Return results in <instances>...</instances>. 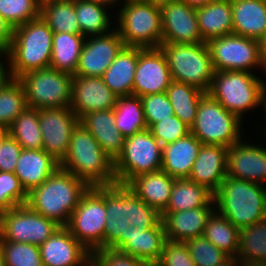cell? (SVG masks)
<instances>
[{
  "label": "cell",
  "instance_id": "e575fe53",
  "mask_svg": "<svg viewBox=\"0 0 266 266\" xmlns=\"http://www.w3.org/2000/svg\"><path fill=\"white\" fill-rule=\"evenodd\" d=\"M107 8V6L92 1L76 0L75 10L80 34L87 37L112 31L110 28L112 27L110 24L112 18Z\"/></svg>",
  "mask_w": 266,
  "mask_h": 266
},
{
  "label": "cell",
  "instance_id": "7c38bea8",
  "mask_svg": "<svg viewBox=\"0 0 266 266\" xmlns=\"http://www.w3.org/2000/svg\"><path fill=\"white\" fill-rule=\"evenodd\" d=\"M214 71L251 72L265 68L260 57V41L228 34L207 42Z\"/></svg>",
  "mask_w": 266,
  "mask_h": 266
},
{
  "label": "cell",
  "instance_id": "c3c4849f",
  "mask_svg": "<svg viewBox=\"0 0 266 266\" xmlns=\"http://www.w3.org/2000/svg\"><path fill=\"white\" fill-rule=\"evenodd\" d=\"M155 266H195L185 242L165 240L160 260Z\"/></svg>",
  "mask_w": 266,
  "mask_h": 266
},
{
  "label": "cell",
  "instance_id": "44dd1931",
  "mask_svg": "<svg viewBox=\"0 0 266 266\" xmlns=\"http://www.w3.org/2000/svg\"><path fill=\"white\" fill-rule=\"evenodd\" d=\"M39 248L43 266H80L92 255L66 227H60Z\"/></svg>",
  "mask_w": 266,
  "mask_h": 266
},
{
  "label": "cell",
  "instance_id": "2e32d148",
  "mask_svg": "<svg viewBox=\"0 0 266 266\" xmlns=\"http://www.w3.org/2000/svg\"><path fill=\"white\" fill-rule=\"evenodd\" d=\"M172 81L165 54L161 48L138 47L132 95L164 93Z\"/></svg>",
  "mask_w": 266,
  "mask_h": 266
},
{
  "label": "cell",
  "instance_id": "db71d44e",
  "mask_svg": "<svg viewBox=\"0 0 266 266\" xmlns=\"http://www.w3.org/2000/svg\"><path fill=\"white\" fill-rule=\"evenodd\" d=\"M14 27L0 15V46L8 49L13 40Z\"/></svg>",
  "mask_w": 266,
  "mask_h": 266
},
{
  "label": "cell",
  "instance_id": "4dcf8cb0",
  "mask_svg": "<svg viewBox=\"0 0 266 266\" xmlns=\"http://www.w3.org/2000/svg\"><path fill=\"white\" fill-rule=\"evenodd\" d=\"M215 207L214 194L188 178L175 179L167 207L161 213Z\"/></svg>",
  "mask_w": 266,
  "mask_h": 266
},
{
  "label": "cell",
  "instance_id": "7a4b0ae2",
  "mask_svg": "<svg viewBox=\"0 0 266 266\" xmlns=\"http://www.w3.org/2000/svg\"><path fill=\"white\" fill-rule=\"evenodd\" d=\"M88 189L78 177L59 167L46 181L28 193L26 204L59 226L66 227Z\"/></svg>",
  "mask_w": 266,
  "mask_h": 266
},
{
  "label": "cell",
  "instance_id": "83f0119b",
  "mask_svg": "<svg viewBox=\"0 0 266 266\" xmlns=\"http://www.w3.org/2000/svg\"><path fill=\"white\" fill-rule=\"evenodd\" d=\"M233 33L260 41L266 33L265 0H231Z\"/></svg>",
  "mask_w": 266,
  "mask_h": 266
},
{
  "label": "cell",
  "instance_id": "f1b7e54d",
  "mask_svg": "<svg viewBox=\"0 0 266 266\" xmlns=\"http://www.w3.org/2000/svg\"><path fill=\"white\" fill-rule=\"evenodd\" d=\"M196 15L204 42L233 33L231 0H214L197 7Z\"/></svg>",
  "mask_w": 266,
  "mask_h": 266
},
{
  "label": "cell",
  "instance_id": "5bb4252c",
  "mask_svg": "<svg viewBox=\"0 0 266 266\" xmlns=\"http://www.w3.org/2000/svg\"><path fill=\"white\" fill-rule=\"evenodd\" d=\"M43 150L61 163L69 150L72 131L79 118L70 107L38 109Z\"/></svg>",
  "mask_w": 266,
  "mask_h": 266
},
{
  "label": "cell",
  "instance_id": "d4e9b609",
  "mask_svg": "<svg viewBox=\"0 0 266 266\" xmlns=\"http://www.w3.org/2000/svg\"><path fill=\"white\" fill-rule=\"evenodd\" d=\"M202 143L192 133L162 146V168L172 178H188Z\"/></svg>",
  "mask_w": 266,
  "mask_h": 266
},
{
  "label": "cell",
  "instance_id": "d6986e66",
  "mask_svg": "<svg viewBox=\"0 0 266 266\" xmlns=\"http://www.w3.org/2000/svg\"><path fill=\"white\" fill-rule=\"evenodd\" d=\"M117 98L102 77H72L70 109L79 119L90 112L114 109Z\"/></svg>",
  "mask_w": 266,
  "mask_h": 266
},
{
  "label": "cell",
  "instance_id": "d6a6232c",
  "mask_svg": "<svg viewBox=\"0 0 266 266\" xmlns=\"http://www.w3.org/2000/svg\"><path fill=\"white\" fill-rule=\"evenodd\" d=\"M166 94L174 115L191 128L196 120L197 106L206 93L189 84L172 80Z\"/></svg>",
  "mask_w": 266,
  "mask_h": 266
},
{
  "label": "cell",
  "instance_id": "8d00e7d4",
  "mask_svg": "<svg viewBox=\"0 0 266 266\" xmlns=\"http://www.w3.org/2000/svg\"><path fill=\"white\" fill-rule=\"evenodd\" d=\"M22 149H43L38 109L27 107L7 128Z\"/></svg>",
  "mask_w": 266,
  "mask_h": 266
},
{
  "label": "cell",
  "instance_id": "cb8c5ba5",
  "mask_svg": "<svg viewBox=\"0 0 266 266\" xmlns=\"http://www.w3.org/2000/svg\"><path fill=\"white\" fill-rule=\"evenodd\" d=\"M79 123L92 134L112 160L115 161L122 153L125 137L115 124L114 109L90 112L82 116Z\"/></svg>",
  "mask_w": 266,
  "mask_h": 266
},
{
  "label": "cell",
  "instance_id": "5b68a950",
  "mask_svg": "<svg viewBox=\"0 0 266 266\" xmlns=\"http://www.w3.org/2000/svg\"><path fill=\"white\" fill-rule=\"evenodd\" d=\"M261 79L252 72L215 71L207 94L242 120L257 106L266 111V83Z\"/></svg>",
  "mask_w": 266,
  "mask_h": 266
},
{
  "label": "cell",
  "instance_id": "680465c9",
  "mask_svg": "<svg viewBox=\"0 0 266 266\" xmlns=\"http://www.w3.org/2000/svg\"><path fill=\"white\" fill-rule=\"evenodd\" d=\"M260 57L264 66H266V33L260 40Z\"/></svg>",
  "mask_w": 266,
  "mask_h": 266
},
{
  "label": "cell",
  "instance_id": "11a10c76",
  "mask_svg": "<svg viewBox=\"0 0 266 266\" xmlns=\"http://www.w3.org/2000/svg\"><path fill=\"white\" fill-rule=\"evenodd\" d=\"M2 57H3V59H6V61L8 62V64H5V63H7L6 61L5 62H2L3 61ZM12 79H13V77L11 75V70H10L8 50L2 48L0 50V90L8 82H10Z\"/></svg>",
  "mask_w": 266,
  "mask_h": 266
},
{
  "label": "cell",
  "instance_id": "816d5d0a",
  "mask_svg": "<svg viewBox=\"0 0 266 266\" xmlns=\"http://www.w3.org/2000/svg\"><path fill=\"white\" fill-rule=\"evenodd\" d=\"M92 255L100 266H151L134 256L120 252L119 250H97Z\"/></svg>",
  "mask_w": 266,
  "mask_h": 266
},
{
  "label": "cell",
  "instance_id": "003e7915",
  "mask_svg": "<svg viewBox=\"0 0 266 266\" xmlns=\"http://www.w3.org/2000/svg\"><path fill=\"white\" fill-rule=\"evenodd\" d=\"M0 266H4V255L0 247Z\"/></svg>",
  "mask_w": 266,
  "mask_h": 266
},
{
  "label": "cell",
  "instance_id": "484cf974",
  "mask_svg": "<svg viewBox=\"0 0 266 266\" xmlns=\"http://www.w3.org/2000/svg\"><path fill=\"white\" fill-rule=\"evenodd\" d=\"M59 167L60 163L43 149H22L14 174L29 193L46 181Z\"/></svg>",
  "mask_w": 266,
  "mask_h": 266
},
{
  "label": "cell",
  "instance_id": "91938a15",
  "mask_svg": "<svg viewBox=\"0 0 266 266\" xmlns=\"http://www.w3.org/2000/svg\"><path fill=\"white\" fill-rule=\"evenodd\" d=\"M216 266H239V260L236 257L229 256Z\"/></svg>",
  "mask_w": 266,
  "mask_h": 266
},
{
  "label": "cell",
  "instance_id": "9a60e30c",
  "mask_svg": "<svg viewBox=\"0 0 266 266\" xmlns=\"http://www.w3.org/2000/svg\"><path fill=\"white\" fill-rule=\"evenodd\" d=\"M124 46L115 28L106 34L87 36L74 75L102 77Z\"/></svg>",
  "mask_w": 266,
  "mask_h": 266
},
{
  "label": "cell",
  "instance_id": "6125c7cd",
  "mask_svg": "<svg viewBox=\"0 0 266 266\" xmlns=\"http://www.w3.org/2000/svg\"><path fill=\"white\" fill-rule=\"evenodd\" d=\"M80 266H100V265L97 259L93 255H91Z\"/></svg>",
  "mask_w": 266,
  "mask_h": 266
},
{
  "label": "cell",
  "instance_id": "f5cc1de1",
  "mask_svg": "<svg viewBox=\"0 0 266 266\" xmlns=\"http://www.w3.org/2000/svg\"><path fill=\"white\" fill-rule=\"evenodd\" d=\"M21 151L22 148L17 141L8 135L1 146L0 171L14 173Z\"/></svg>",
  "mask_w": 266,
  "mask_h": 266
},
{
  "label": "cell",
  "instance_id": "b9f144b4",
  "mask_svg": "<svg viewBox=\"0 0 266 266\" xmlns=\"http://www.w3.org/2000/svg\"><path fill=\"white\" fill-rule=\"evenodd\" d=\"M40 0H0V15L14 28L40 17Z\"/></svg>",
  "mask_w": 266,
  "mask_h": 266
},
{
  "label": "cell",
  "instance_id": "e0dca14e",
  "mask_svg": "<svg viewBox=\"0 0 266 266\" xmlns=\"http://www.w3.org/2000/svg\"><path fill=\"white\" fill-rule=\"evenodd\" d=\"M162 21V42L203 43L196 8L174 0L160 6Z\"/></svg>",
  "mask_w": 266,
  "mask_h": 266
},
{
  "label": "cell",
  "instance_id": "9c48e42d",
  "mask_svg": "<svg viewBox=\"0 0 266 266\" xmlns=\"http://www.w3.org/2000/svg\"><path fill=\"white\" fill-rule=\"evenodd\" d=\"M242 121L206 93L197 106L196 120L191 127V133L202 144H217L229 148L243 137L242 134L244 135L241 132Z\"/></svg>",
  "mask_w": 266,
  "mask_h": 266
},
{
  "label": "cell",
  "instance_id": "be15d7a7",
  "mask_svg": "<svg viewBox=\"0 0 266 266\" xmlns=\"http://www.w3.org/2000/svg\"><path fill=\"white\" fill-rule=\"evenodd\" d=\"M8 130L5 128H0V151H1V146L3 143V140L8 136Z\"/></svg>",
  "mask_w": 266,
  "mask_h": 266
},
{
  "label": "cell",
  "instance_id": "a7ac6f4b",
  "mask_svg": "<svg viewBox=\"0 0 266 266\" xmlns=\"http://www.w3.org/2000/svg\"><path fill=\"white\" fill-rule=\"evenodd\" d=\"M121 1V0H120ZM125 1V2H124ZM122 3H127V2H149V0H123L121 1Z\"/></svg>",
  "mask_w": 266,
  "mask_h": 266
},
{
  "label": "cell",
  "instance_id": "ee69618b",
  "mask_svg": "<svg viewBox=\"0 0 266 266\" xmlns=\"http://www.w3.org/2000/svg\"><path fill=\"white\" fill-rule=\"evenodd\" d=\"M28 193L12 172L0 171V214L27 203Z\"/></svg>",
  "mask_w": 266,
  "mask_h": 266
},
{
  "label": "cell",
  "instance_id": "94428289",
  "mask_svg": "<svg viewBox=\"0 0 266 266\" xmlns=\"http://www.w3.org/2000/svg\"><path fill=\"white\" fill-rule=\"evenodd\" d=\"M88 1L99 3L101 5L107 6L108 8H111L109 6H111L112 4H113L112 6H114V5L116 6V4H117V7H118V5H119L118 3L120 0H88Z\"/></svg>",
  "mask_w": 266,
  "mask_h": 266
},
{
  "label": "cell",
  "instance_id": "8992f818",
  "mask_svg": "<svg viewBox=\"0 0 266 266\" xmlns=\"http://www.w3.org/2000/svg\"><path fill=\"white\" fill-rule=\"evenodd\" d=\"M160 48L165 54L172 80L208 92L215 71L207 42H162Z\"/></svg>",
  "mask_w": 266,
  "mask_h": 266
},
{
  "label": "cell",
  "instance_id": "f907efd6",
  "mask_svg": "<svg viewBox=\"0 0 266 266\" xmlns=\"http://www.w3.org/2000/svg\"><path fill=\"white\" fill-rule=\"evenodd\" d=\"M106 217H126V185L105 186Z\"/></svg>",
  "mask_w": 266,
  "mask_h": 266
},
{
  "label": "cell",
  "instance_id": "ab89813d",
  "mask_svg": "<svg viewBox=\"0 0 266 266\" xmlns=\"http://www.w3.org/2000/svg\"><path fill=\"white\" fill-rule=\"evenodd\" d=\"M26 108L24 88L13 78L0 90V128L7 129Z\"/></svg>",
  "mask_w": 266,
  "mask_h": 266
},
{
  "label": "cell",
  "instance_id": "03108f58",
  "mask_svg": "<svg viewBox=\"0 0 266 266\" xmlns=\"http://www.w3.org/2000/svg\"><path fill=\"white\" fill-rule=\"evenodd\" d=\"M41 3L75 2L76 0H40Z\"/></svg>",
  "mask_w": 266,
  "mask_h": 266
},
{
  "label": "cell",
  "instance_id": "6da1fadb",
  "mask_svg": "<svg viewBox=\"0 0 266 266\" xmlns=\"http://www.w3.org/2000/svg\"><path fill=\"white\" fill-rule=\"evenodd\" d=\"M60 167L83 181L89 188L116 184L114 160L80 123L72 131L69 150Z\"/></svg>",
  "mask_w": 266,
  "mask_h": 266
},
{
  "label": "cell",
  "instance_id": "277c9868",
  "mask_svg": "<svg viewBox=\"0 0 266 266\" xmlns=\"http://www.w3.org/2000/svg\"><path fill=\"white\" fill-rule=\"evenodd\" d=\"M52 49L53 31L41 17L15 27L7 49L12 77L50 67Z\"/></svg>",
  "mask_w": 266,
  "mask_h": 266
},
{
  "label": "cell",
  "instance_id": "9f6ffc18",
  "mask_svg": "<svg viewBox=\"0 0 266 266\" xmlns=\"http://www.w3.org/2000/svg\"><path fill=\"white\" fill-rule=\"evenodd\" d=\"M239 266H266V261L263 260H239Z\"/></svg>",
  "mask_w": 266,
  "mask_h": 266
},
{
  "label": "cell",
  "instance_id": "6f0895ef",
  "mask_svg": "<svg viewBox=\"0 0 266 266\" xmlns=\"http://www.w3.org/2000/svg\"><path fill=\"white\" fill-rule=\"evenodd\" d=\"M179 1H182L191 7L197 8V7L205 6L214 0H179Z\"/></svg>",
  "mask_w": 266,
  "mask_h": 266
},
{
  "label": "cell",
  "instance_id": "60d3db41",
  "mask_svg": "<svg viewBox=\"0 0 266 266\" xmlns=\"http://www.w3.org/2000/svg\"><path fill=\"white\" fill-rule=\"evenodd\" d=\"M4 266H43L40 248L24 242L0 241Z\"/></svg>",
  "mask_w": 266,
  "mask_h": 266
},
{
  "label": "cell",
  "instance_id": "7dc6e473",
  "mask_svg": "<svg viewBox=\"0 0 266 266\" xmlns=\"http://www.w3.org/2000/svg\"><path fill=\"white\" fill-rule=\"evenodd\" d=\"M148 130L162 146L175 142L191 133V128L175 115L152 124Z\"/></svg>",
  "mask_w": 266,
  "mask_h": 266
},
{
  "label": "cell",
  "instance_id": "3957f363",
  "mask_svg": "<svg viewBox=\"0 0 266 266\" xmlns=\"http://www.w3.org/2000/svg\"><path fill=\"white\" fill-rule=\"evenodd\" d=\"M215 210L237 229L266 218V186L227 176L214 193Z\"/></svg>",
  "mask_w": 266,
  "mask_h": 266
},
{
  "label": "cell",
  "instance_id": "836d02e7",
  "mask_svg": "<svg viewBox=\"0 0 266 266\" xmlns=\"http://www.w3.org/2000/svg\"><path fill=\"white\" fill-rule=\"evenodd\" d=\"M115 124L126 138L146 130L142 101L139 96L128 95L118 97L114 107Z\"/></svg>",
  "mask_w": 266,
  "mask_h": 266
},
{
  "label": "cell",
  "instance_id": "f6af8a7d",
  "mask_svg": "<svg viewBox=\"0 0 266 266\" xmlns=\"http://www.w3.org/2000/svg\"><path fill=\"white\" fill-rule=\"evenodd\" d=\"M185 243L195 266H216L229 257L203 236L188 240Z\"/></svg>",
  "mask_w": 266,
  "mask_h": 266
},
{
  "label": "cell",
  "instance_id": "d590c367",
  "mask_svg": "<svg viewBox=\"0 0 266 266\" xmlns=\"http://www.w3.org/2000/svg\"><path fill=\"white\" fill-rule=\"evenodd\" d=\"M203 237L227 255L237 257L239 229L216 210L207 221Z\"/></svg>",
  "mask_w": 266,
  "mask_h": 266
},
{
  "label": "cell",
  "instance_id": "4fadbf2b",
  "mask_svg": "<svg viewBox=\"0 0 266 266\" xmlns=\"http://www.w3.org/2000/svg\"><path fill=\"white\" fill-rule=\"evenodd\" d=\"M60 227L24 204L0 214V241L40 246Z\"/></svg>",
  "mask_w": 266,
  "mask_h": 266
},
{
  "label": "cell",
  "instance_id": "30bf717a",
  "mask_svg": "<svg viewBox=\"0 0 266 266\" xmlns=\"http://www.w3.org/2000/svg\"><path fill=\"white\" fill-rule=\"evenodd\" d=\"M162 168V145L148 129L126 137L122 153L114 161L117 184L127 185L133 178Z\"/></svg>",
  "mask_w": 266,
  "mask_h": 266
},
{
  "label": "cell",
  "instance_id": "ffe728a7",
  "mask_svg": "<svg viewBox=\"0 0 266 266\" xmlns=\"http://www.w3.org/2000/svg\"><path fill=\"white\" fill-rule=\"evenodd\" d=\"M227 153L226 146L202 144L188 179L214 194L227 177Z\"/></svg>",
  "mask_w": 266,
  "mask_h": 266
},
{
  "label": "cell",
  "instance_id": "7402d4cb",
  "mask_svg": "<svg viewBox=\"0 0 266 266\" xmlns=\"http://www.w3.org/2000/svg\"><path fill=\"white\" fill-rule=\"evenodd\" d=\"M165 240L162 220L150 229L130 225L126 232V243L119 251L155 266L161 258Z\"/></svg>",
  "mask_w": 266,
  "mask_h": 266
},
{
  "label": "cell",
  "instance_id": "8fae6325",
  "mask_svg": "<svg viewBox=\"0 0 266 266\" xmlns=\"http://www.w3.org/2000/svg\"><path fill=\"white\" fill-rule=\"evenodd\" d=\"M72 74L51 67L31 71L21 75V82L27 107L41 109L70 107Z\"/></svg>",
  "mask_w": 266,
  "mask_h": 266
},
{
  "label": "cell",
  "instance_id": "52a82bcc",
  "mask_svg": "<svg viewBox=\"0 0 266 266\" xmlns=\"http://www.w3.org/2000/svg\"><path fill=\"white\" fill-rule=\"evenodd\" d=\"M115 29L125 46L159 48L162 44L160 6L150 2H127L120 5Z\"/></svg>",
  "mask_w": 266,
  "mask_h": 266
},
{
  "label": "cell",
  "instance_id": "681fc988",
  "mask_svg": "<svg viewBox=\"0 0 266 266\" xmlns=\"http://www.w3.org/2000/svg\"><path fill=\"white\" fill-rule=\"evenodd\" d=\"M104 249L119 250L126 243V232L130 223L127 217H106Z\"/></svg>",
  "mask_w": 266,
  "mask_h": 266
},
{
  "label": "cell",
  "instance_id": "f35d334b",
  "mask_svg": "<svg viewBox=\"0 0 266 266\" xmlns=\"http://www.w3.org/2000/svg\"><path fill=\"white\" fill-rule=\"evenodd\" d=\"M236 258L266 261V218L239 229Z\"/></svg>",
  "mask_w": 266,
  "mask_h": 266
},
{
  "label": "cell",
  "instance_id": "ba28073f",
  "mask_svg": "<svg viewBox=\"0 0 266 266\" xmlns=\"http://www.w3.org/2000/svg\"><path fill=\"white\" fill-rule=\"evenodd\" d=\"M106 214L105 186L91 187L82 195L66 228L89 252L103 250Z\"/></svg>",
  "mask_w": 266,
  "mask_h": 266
},
{
  "label": "cell",
  "instance_id": "f546056e",
  "mask_svg": "<svg viewBox=\"0 0 266 266\" xmlns=\"http://www.w3.org/2000/svg\"><path fill=\"white\" fill-rule=\"evenodd\" d=\"M138 47L124 46L102 76L105 85L117 96L132 95Z\"/></svg>",
  "mask_w": 266,
  "mask_h": 266
},
{
  "label": "cell",
  "instance_id": "ac0fdd59",
  "mask_svg": "<svg viewBox=\"0 0 266 266\" xmlns=\"http://www.w3.org/2000/svg\"><path fill=\"white\" fill-rule=\"evenodd\" d=\"M241 138L228 148L227 176L251 183H266V148Z\"/></svg>",
  "mask_w": 266,
  "mask_h": 266
},
{
  "label": "cell",
  "instance_id": "4316f807",
  "mask_svg": "<svg viewBox=\"0 0 266 266\" xmlns=\"http://www.w3.org/2000/svg\"><path fill=\"white\" fill-rule=\"evenodd\" d=\"M174 181L175 178L159 170L139 175L126 186L139 199L161 213L168 205Z\"/></svg>",
  "mask_w": 266,
  "mask_h": 266
},
{
  "label": "cell",
  "instance_id": "1f68e13d",
  "mask_svg": "<svg viewBox=\"0 0 266 266\" xmlns=\"http://www.w3.org/2000/svg\"><path fill=\"white\" fill-rule=\"evenodd\" d=\"M85 38L82 34L53 33L50 67L74 75Z\"/></svg>",
  "mask_w": 266,
  "mask_h": 266
},
{
  "label": "cell",
  "instance_id": "74e56055",
  "mask_svg": "<svg viewBox=\"0 0 266 266\" xmlns=\"http://www.w3.org/2000/svg\"><path fill=\"white\" fill-rule=\"evenodd\" d=\"M40 17L53 33L80 34L75 2L41 3Z\"/></svg>",
  "mask_w": 266,
  "mask_h": 266
},
{
  "label": "cell",
  "instance_id": "603a6c76",
  "mask_svg": "<svg viewBox=\"0 0 266 266\" xmlns=\"http://www.w3.org/2000/svg\"><path fill=\"white\" fill-rule=\"evenodd\" d=\"M214 211L215 207H200L187 211L160 213L166 239L186 242L203 236L207 221Z\"/></svg>",
  "mask_w": 266,
  "mask_h": 266
},
{
  "label": "cell",
  "instance_id": "e7e4bbea",
  "mask_svg": "<svg viewBox=\"0 0 266 266\" xmlns=\"http://www.w3.org/2000/svg\"><path fill=\"white\" fill-rule=\"evenodd\" d=\"M171 1H174V0H149L150 3L157 5V6H162V5L167 4Z\"/></svg>",
  "mask_w": 266,
  "mask_h": 266
},
{
  "label": "cell",
  "instance_id": "7bdbcfd3",
  "mask_svg": "<svg viewBox=\"0 0 266 266\" xmlns=\"http://www.w3.org/2000/svg\"><path fill=\"white\" fill-rule=\"evenodd\" d=\"M126 217L130 225L147 229L154 228L162 220L155 208L139 199L127 186Z\"/></svg>",
  "mask_w": 266,
  "mask_h": 266
},
{
  "label": "cell",
  "instance_id": "bcb514c9",
  "mask_svg": "<svg viewBox=\"0 0 266 266\" xmlns=\"http://www.w3.org/2000/svg\"><path fill=\"white\" fill-rule=\"evenodd\" d=\"M140 98L147 128L174 115L173 107L166 92L149 94Z\"/></svg>",
  "mask_w": 266,
  "mask_h": 266
}]
</instances>
